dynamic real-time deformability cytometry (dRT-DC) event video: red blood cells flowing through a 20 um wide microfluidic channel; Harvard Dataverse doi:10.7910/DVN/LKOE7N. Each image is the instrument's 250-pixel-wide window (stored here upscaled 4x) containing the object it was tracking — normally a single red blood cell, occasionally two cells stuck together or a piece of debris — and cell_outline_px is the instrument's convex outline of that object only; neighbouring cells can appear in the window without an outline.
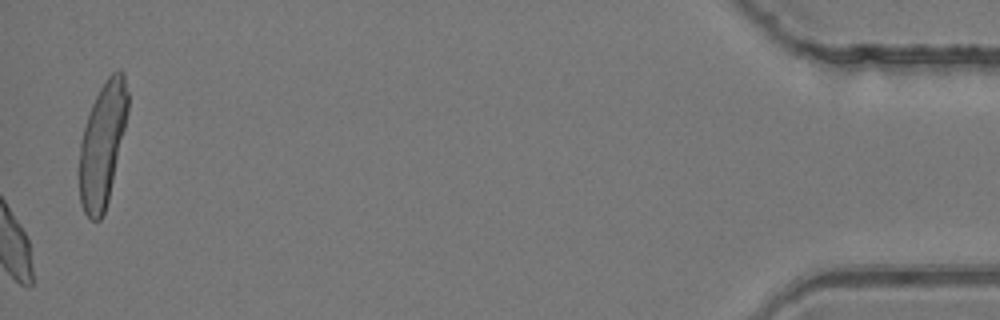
{"species": "common noctule bat (a hibernating species)", "species_latin": "Nyctalus noctula", "temperature_condition": "room temperature", "stored_images_in_passage": 30, "camera_frame_rate_fps": 3000, "um_per_image_px": 0.085, "animal": {"sex": "female", "body_mass_g": 24.6, "forearm_length_mm": 56.2}, "frame": {"image": 1, "passage_image": 30, "time_ms": 9.667, "image_size_px": [1000, 320], "cell_outline_px": [[128, 112], [108, 200], [104, 212], [100, 220], [92, 220], [84, 212], [80, 204], [80, 140], [92, 104], [104, 80], [112, 72], [120, 68], [124, 72], [128, 92]], "centroid_in_image_um": [8.72, 12.22], "position_along_channel_um": 426.5, "area_um2": 34.56}}